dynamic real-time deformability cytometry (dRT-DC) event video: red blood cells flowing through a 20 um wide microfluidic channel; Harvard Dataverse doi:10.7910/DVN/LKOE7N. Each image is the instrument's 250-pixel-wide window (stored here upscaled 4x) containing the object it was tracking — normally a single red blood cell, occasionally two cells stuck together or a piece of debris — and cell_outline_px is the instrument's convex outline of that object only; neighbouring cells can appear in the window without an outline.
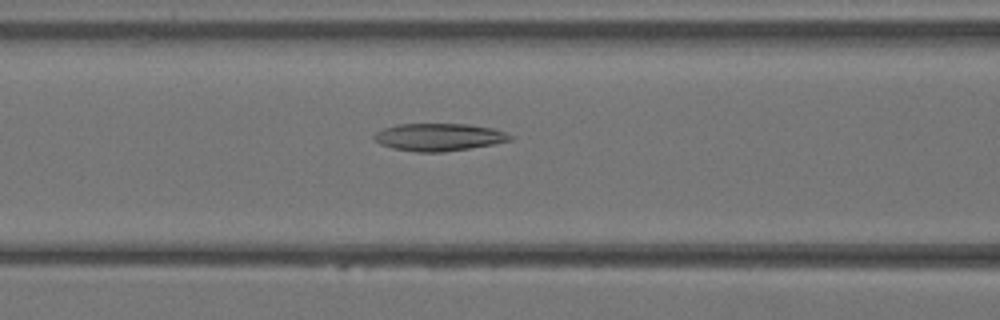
{"species": "Egyptian fruit bat (a non-hibernating species)", "species_latin": "Rousettus aegyptiacus", "temperature_condition": "warm", "stored_images_in_passage": 30, "camera_frame_rate_fps": 3000, "um_per_image_px": 0.085, "animal": {"sex": "female"}, "frame": {"image": 1, "passage_image": 9, "time_ms": 2.667, "image_size_px": [1000, 320], "cell_outline_px": [[512, 140], [492, 144], [444, 152], [416, 152], [392, 148], [380, 144], [372, 136], [376, 132], [384, 128], [396, 124], [468, 124], [492, 128], [504, 132], [512, 136]], "centroid_in_image_um": [37.27, 11.65], "position_along_channel_um": 129.3, "area_um2": 21.68}}
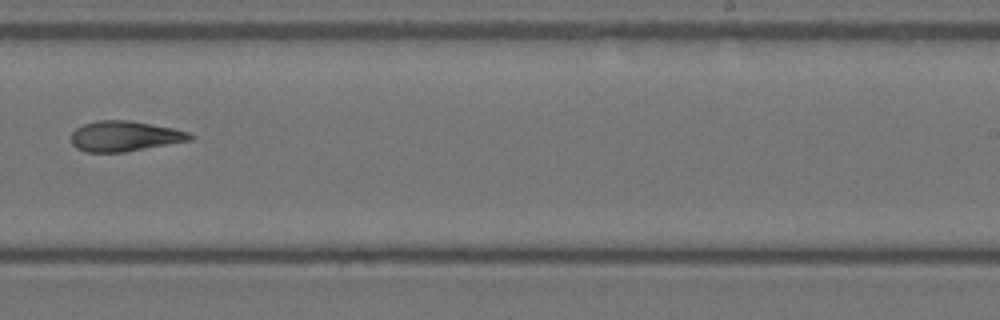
{"frame": {"image": 2, "passage_image": 17, "time_ms": 5.333, "image_size_px": [1000, 320], "cell_outline_px": [[192, 140], [124, 152], [88, 152], [76, 148], [72, 144], [72, 132], [76, 128], [84, 124], [96, 120], [128, 120], [172, 128], [188, 132], [192, 136]], "centroid_in_image_um": [10.57, 11.57], "position_along_channel_um": 278.4, "area_um2": 20.81}}
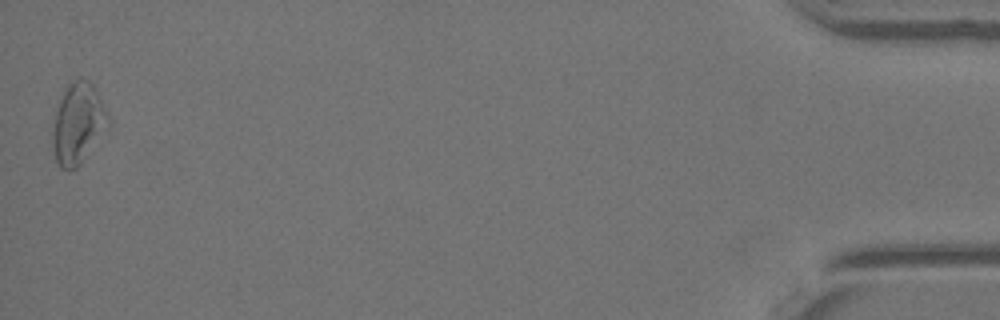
{"frame": {"image": 3, "passage_image": 30, "time_ms": 9.667, "image_size_px": [1000, 320], "cell_outline_px": [[112, 120], [108, 128], [80, 164], [76, 168], [68, 172], [60, 168], [56, 160], [52, 144], [52, 132], [56, 112], [60, 100], [68, 84], [72, 80], [88, 80], [92, 84], [108, 112]], "centroid_in_image_um": [6.65, 10.54], "position_along_channel_um": 428.6, "area_um2": 26.13}}